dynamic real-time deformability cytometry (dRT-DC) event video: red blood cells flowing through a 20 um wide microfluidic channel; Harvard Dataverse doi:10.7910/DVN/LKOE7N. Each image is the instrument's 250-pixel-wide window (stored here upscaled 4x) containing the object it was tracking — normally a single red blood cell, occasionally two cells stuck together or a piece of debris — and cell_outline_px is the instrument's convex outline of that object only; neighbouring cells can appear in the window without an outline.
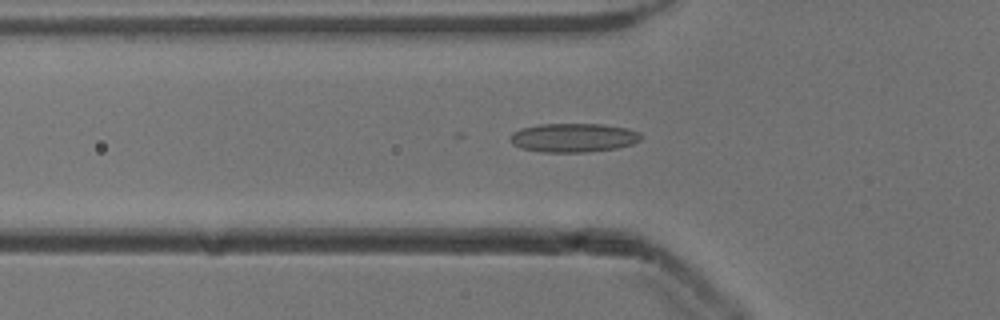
{"species": "common noctule bat (a hibernating species)", "species_latin": "Nyctalus noctula", "temperature_condition": "cold", "stored_images_in_passage": 54, "camera_frame_rate_fps": 3000, "um_per_image_px": 0.085, "animal": {"sex": "male", "body_mass_g": 13.3}, "frame": {"image": 1, "passage_image": 18, "time_ms": 5.667, "image_size_px": [1000, 320], "cell_outline_px": [[640, 140], [632, 144], [616, 148], [588, 152], [540, 152], [520, 148], [512, 144], [508, 140], [512, 132], [520, 128], [540, 124], [604, 124], [628, 128], [640, 132]], "centroid_in_image_um": [48.7, 11.7], "position_along_channel_um": 77.1, "area_um2": 22.25}}
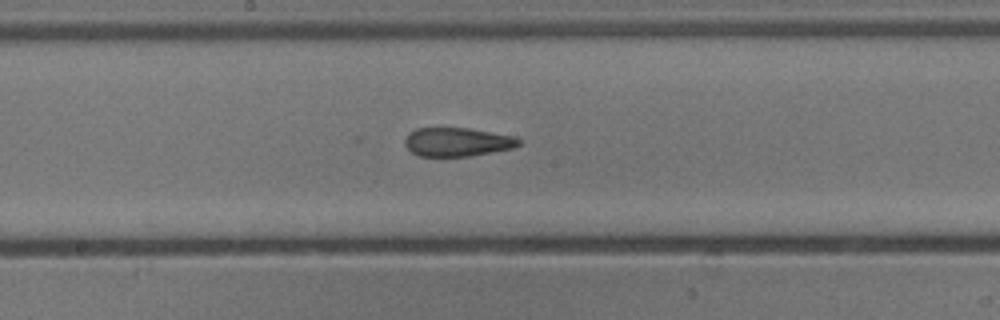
{"frame": {"image": 2, "passage_image": 28, "time_ms": 9.0, "image_size_px": [1000, 320], "cell_outline_px": [[520, 144], [512, 148], [468, 156], [420, 156], [412, 152], [404, 144], [404, 140], [408, 132], [416, 128], [468, 128], [516, 136], [520, 140]], "centroid_in_image_um": [38.84, 12.05], "position_along_channel_um": 209.4, "area_um2": 19.02}}
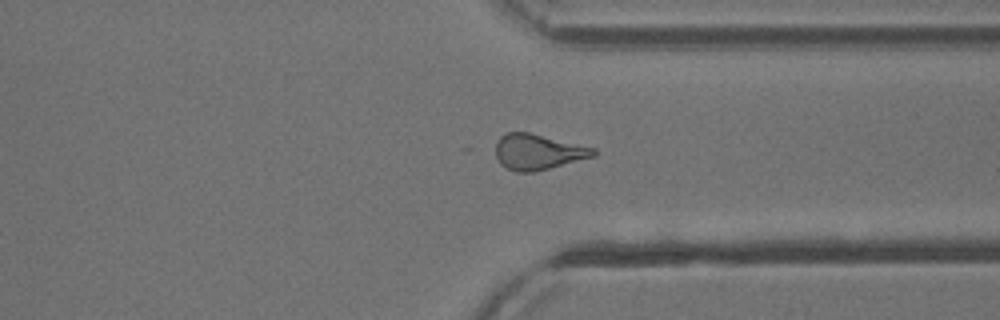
{"frame": {"image": 3, "passage_image": 40, "time_ms": 13.0, "image_size_px": [1000, 320], "cell_outline_px": [[596, 156], [536, 172], [516, 172], [500, 164], [496, 156], [496, 144], [500, 136], [508, 132], [528, 132], [596, 148]], "centroid_in_image_um": [45.74, 12.92], "position_along_channel_um": 365.7, "area_um2": 20.35}, "authors_computed_cell_mechanics": {"area_um2": 21.4727, "velocity_mm_per_s": 3.9255, "shape_relaxation_time_tau1_ms": null, "shape_relaxation_time_tau2_ms": 4.4436, "deformation_change_tau1": null, "deformation_change_tau2": 0.1258}}